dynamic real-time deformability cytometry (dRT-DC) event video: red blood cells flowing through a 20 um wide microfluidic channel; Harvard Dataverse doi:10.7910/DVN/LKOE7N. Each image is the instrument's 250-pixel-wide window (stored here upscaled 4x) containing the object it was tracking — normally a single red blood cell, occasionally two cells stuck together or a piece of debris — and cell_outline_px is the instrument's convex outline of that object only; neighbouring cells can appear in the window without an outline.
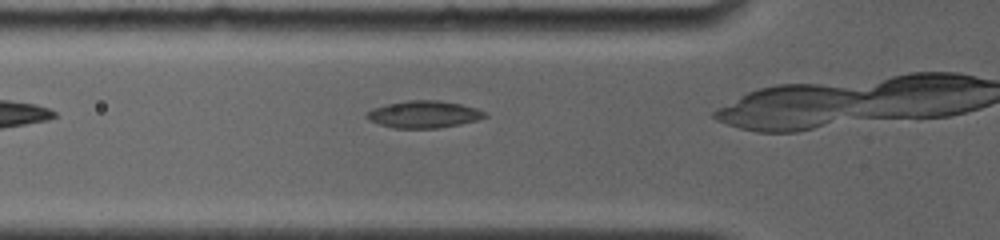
{"species": "common noctule bat (a hibernating species)", "species_latin": "Nyctalus noctula", "temperature_condition": "room temperature", "stored_images_in_passage": 24, "camera_frame_rate_fps": 4000, "um_per_image_px": 0.085, "animal": {"sex": "female", "body_mass_g": 19.0, "forearm_length_mm": 56.7}, "frame": {"image": 1, "passage_image": 4, "time_ms": 1.0, "image_size_px": [1000, 240], "cell_outline_px": [[488, 116], [476, 120], [460, 124], [440, 128], [392, 128], [368, 120], [364, 116], [372, 108], [388, 104], [408, 100], [440, 100], [460, 104], [476, 108], [488, 112]], "centroid_in_image_um": [36.03, 9.72], "position_along_channel_um": 89.8, "area_um2": 18.73}}